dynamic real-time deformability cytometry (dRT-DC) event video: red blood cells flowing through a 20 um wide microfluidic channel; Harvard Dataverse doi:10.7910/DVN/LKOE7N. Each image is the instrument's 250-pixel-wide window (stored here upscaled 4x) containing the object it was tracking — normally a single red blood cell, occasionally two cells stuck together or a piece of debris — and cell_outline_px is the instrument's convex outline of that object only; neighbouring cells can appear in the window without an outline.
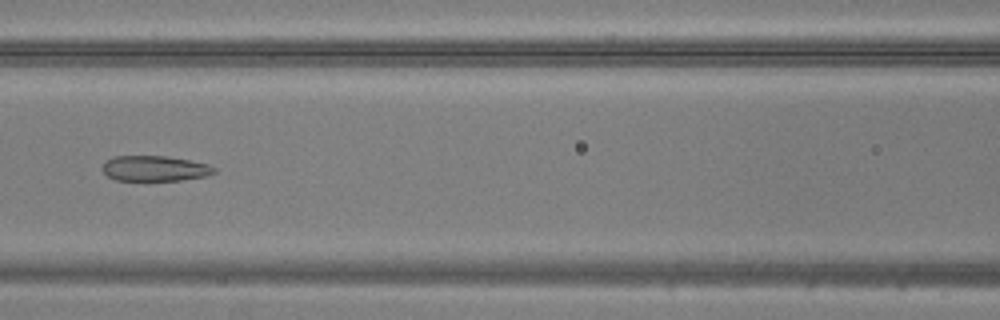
{"species": "common noctule bat (a hibernating species)", "species_latin": "Nyctalus noctula", "temperature_condition": "warm", "stored_images_in_passage": 49, "camera_frame_rate_fps": 3000, "um_per_image_px": 0.085, "animal": {"sex": "male", "body_mass_g": 20.5, "forearm_length_mm": 52.5}, "frame": {"image": 1, "passage_image": 22, "time_ms": 7.0, "image_size_px": [1000, 320], "cell_outline_px": [[216, 172], [208, 176], [180, 180], [116, 180], [108, 176], [104, 172], [104, 164], [112, 156], [164, 156], [188, 160], [208, 164], [216, 168]], "centroid_in_image_um": [13.2, 14.32], "position_along_channel_um": 153.4, "area_um2": 16.36}}
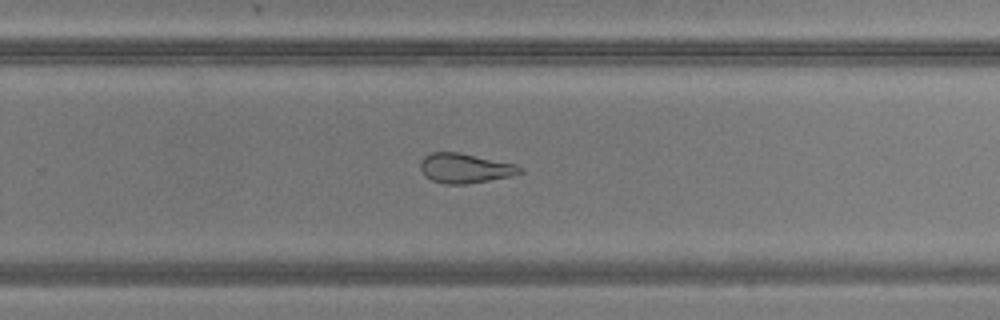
{"frame": {"image": 2, "passage_image": 32, "time_ms": 10.333, "image_size_px": [1000, 320], "cell_outline_px": [[524, 172], [512, 176], [468, 184], [444, 184], [432, 180], [424, 176], [420, 168], [420, 160], [424, 156], [432, 152], [460, 152], [516, 164], [524, 168]], "centroid_in_image_um": [39.54, 14.3], "position_along_channel_um": 290.3, "area_um2": 17.51}}
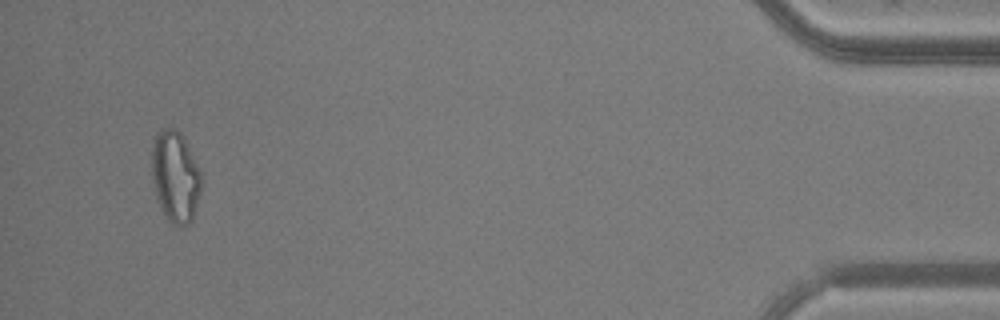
{"frame": {"image": 3, "passage_image": 47, "time_ms": 15.333, "image_size_px": [1000, 320], "cell_outline_px": [[200, 192], [192, 220], [188, 224], [172, 224], [168, 220], [160, 208], [156, 196], [152, 180], [152, 148], [156, 132], [164, 128], [176, 128], [184, 136], [200, 168]], "centroid_in_image_um": [14.89, 14.97], "position_along_channel_um": 420.3, "area_um2": 26.41}}